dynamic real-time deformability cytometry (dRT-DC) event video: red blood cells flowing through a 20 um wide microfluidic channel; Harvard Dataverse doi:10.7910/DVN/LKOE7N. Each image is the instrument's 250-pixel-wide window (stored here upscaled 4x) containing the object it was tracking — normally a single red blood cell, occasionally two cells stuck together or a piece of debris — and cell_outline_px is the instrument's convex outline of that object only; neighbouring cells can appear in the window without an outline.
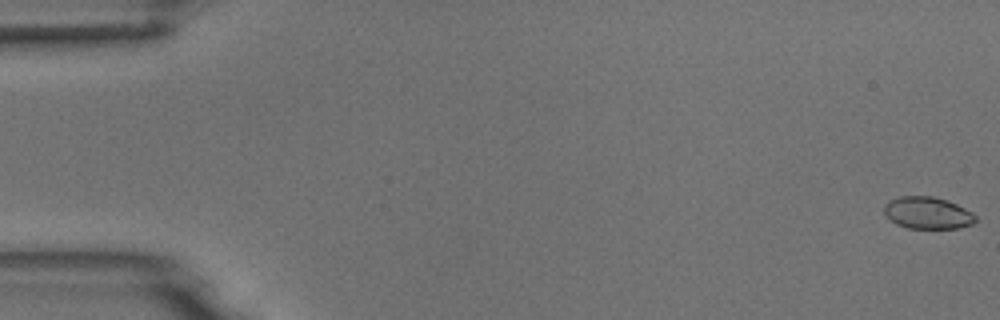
{"species": "common noctule bat (a hibernating species)", "species_latin": "Nyctalus noctula", "temperature_condition": "room temperature", "stored_images_in_passage": 55, "camera_frame_rate_fps": 3000, "um_per_image_px": 0.085, "animal": {"sex": "male", "body_mass_g": 18.8}, "frame": {"image": 1, "passage_image": 1, "time_ms": 0.0, "image_size_px": [1000, 320], "cell_outline_px": [[976, 220], [972, 224], [956, 228], [908, 228], [896, 224], [888, 220], [884, 212], [884, 204], [888, 200], [900, 196], [932, 196], [956, 204], [972, 212], [976, 216]], "centroid_in_image_um": [78.79, 18.1], "position_along_channel_um": 6.2, "area_um2": 17.05}}
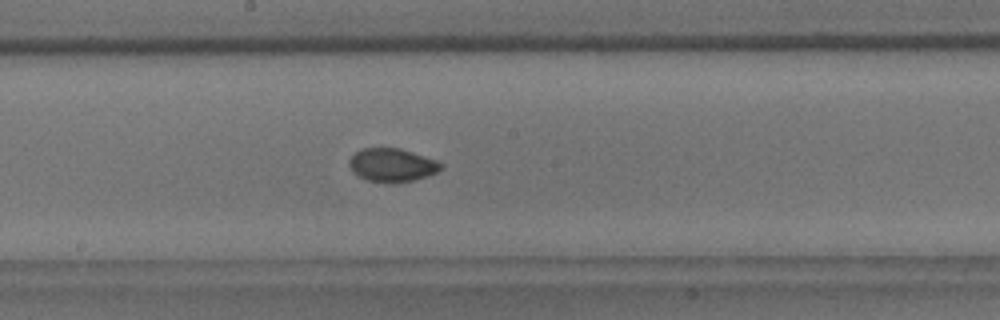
{"frame": {"image": 2, "passage_image": 30, "time_ms": 9.667, "image_size_px": [1000, 320], "cell_outline_px": [[444, 168], [428, 176], [412, 180], [388, 184], [368, 180], [360, 176], [348, 164], [348, 160], [356, 152], [364, 148], [400, 148], [436, 160], [444, 164]], "centroid_in_image_um": [33.36, 14.03], "position_along_channel_um": 214.8, "area_um2": 17.74}}
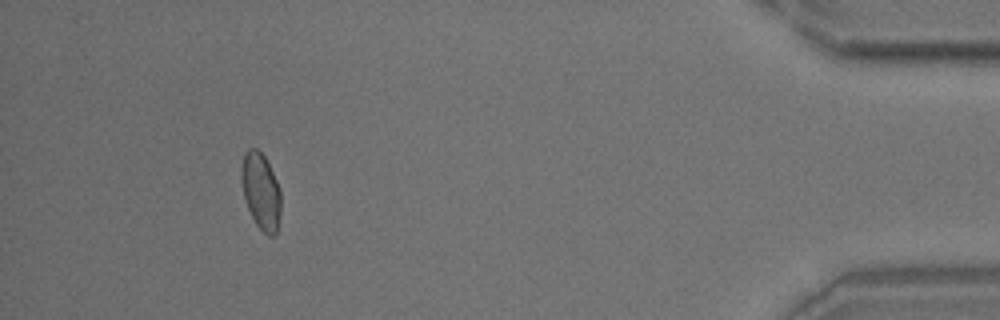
{"frame": {"image": 3, "passage_image": 51, "time_ms": 16.667, "image_size_px": [1000, 320], "cell_outline_px": [[280, 216], [276, 232], [272, 236], [268, 236], [256, 224], [248, 208], [244, 196], [240, 180], [240, 168], [244, 152], [248, 148], [256, 148], [264, 156], [276, 180], [280, 192]], "centroid_in_image_um": [22.14, 16.22], "position_along_channel_um": 413.1, "area_um2": 17.51}, "authors_computed_cell_mechanics": {"area_um2": 17.6868, "velocity_mm_per_s": 3.7115, "shape_relaxation_time_tau1_ms": 2.7651, "shape_relaxation_time_tau2_ms": 1.2397, "deformation_change_tau1": 0.097, "deformation_change_tau2": 0.0306}}